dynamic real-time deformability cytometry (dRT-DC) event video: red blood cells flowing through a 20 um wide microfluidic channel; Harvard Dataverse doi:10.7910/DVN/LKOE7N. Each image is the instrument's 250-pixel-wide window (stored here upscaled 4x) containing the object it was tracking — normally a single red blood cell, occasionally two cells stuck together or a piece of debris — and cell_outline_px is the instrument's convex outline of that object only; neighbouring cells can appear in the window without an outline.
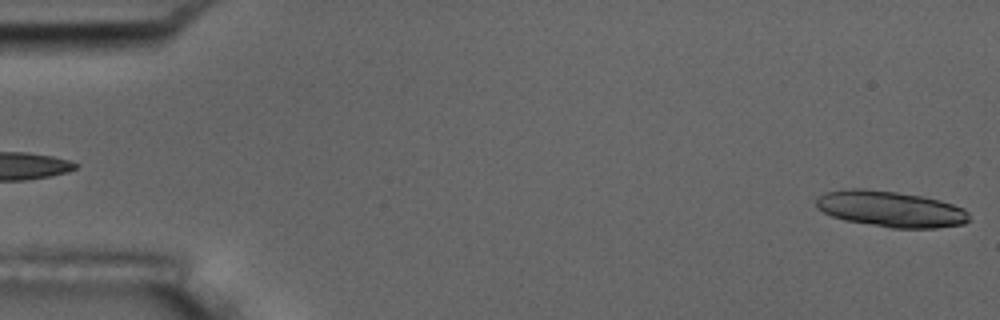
{"species": "common noctule bat (a hibernating species)", "species_latin": "Nyctalus noctula", "temperature_condition": "room temperature", "stored_images_in_passage": 3, "segment_of_instrument_passage": [2, 2], "camera_frame_rate_fps": 3000, "um_per_image_px": 0.085, "animal": {"sex": "male", "body_mass_g": 17.5, "forearm_length_mm": 52.3}, "frame": {"image": 1, "passage_image": 3, "time_ms": 2.333, "image_size_px": [1000, 320], "cell_outline_px": [[968, 220], [964, 224], [936, 228], [892, 228], [844, 220], [832, 216], [816, 208], [816, 196], [824, 192], [852, 188], [864, 188], [896, 192], [920, 196], [940, 200], [964, 208], [968, 212]], "centroid_in_image_um": [75.67, 17.76], "position_along_channel_um": 9.3, "area_um2": 32.14}}